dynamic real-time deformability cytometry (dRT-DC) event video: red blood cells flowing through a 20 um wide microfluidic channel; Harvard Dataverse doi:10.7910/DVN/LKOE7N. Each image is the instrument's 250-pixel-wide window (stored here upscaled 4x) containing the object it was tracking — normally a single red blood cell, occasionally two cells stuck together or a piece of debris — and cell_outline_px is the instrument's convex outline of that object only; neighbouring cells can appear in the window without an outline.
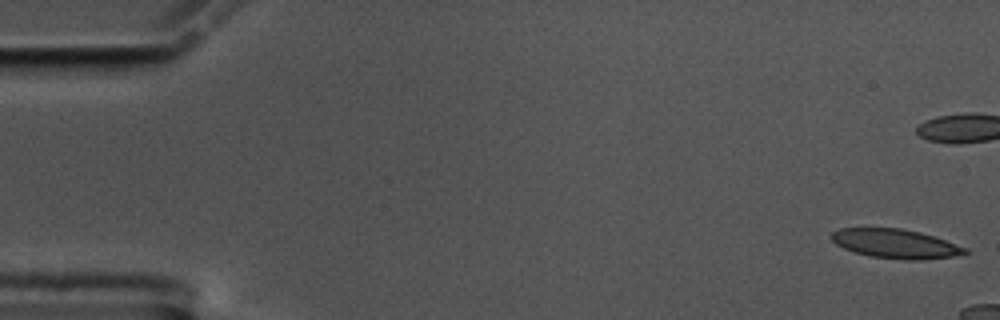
{"species": "common noctule bat (a hibernating species)", "species_latin": "Nyctalus noctula", "temperature_condition": "cold", "stored_images_in_passage": 9, "camera_frame_rate_fps": 3000, "um_per_image_px": 0.085, "animal": {"sex": "male", "body_mass_g": 17.5, "forearm_length_mm": 52.3}, "frame": {"image": 1, "passage_image": 1, "time_ms": 0.0, "image_size_px": [1000, 320], "cell_outline_px": [[972, 252], [952, 256], [920, 260], [912, 260], [872, 256], [856, 252], [844, 248], [836, 244], [832, 240], [832, 232], [840, 228], [900, 228], [920, 232], [968, 248]], "centroid_in_image_um": [76.14, 20.71], "position_along_channel_um": 8.9, "area_um2": 22.37}}